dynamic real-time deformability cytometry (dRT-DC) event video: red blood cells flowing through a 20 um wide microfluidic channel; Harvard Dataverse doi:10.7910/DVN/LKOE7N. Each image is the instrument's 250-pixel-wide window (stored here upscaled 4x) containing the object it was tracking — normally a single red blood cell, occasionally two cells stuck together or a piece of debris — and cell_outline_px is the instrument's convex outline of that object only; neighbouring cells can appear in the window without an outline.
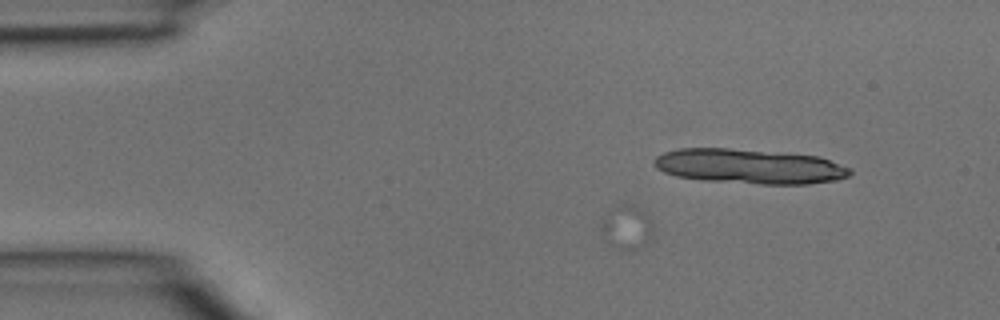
{"species": "common noctule bat (a hibernating species)", "species_latin": "Nyctalus noctula", "temperature_condition": "room temperature", "stored_images_in_passage": 6, "camera_frame_rate_fps": 3000, "um_per_image_px": 0.085, "animal": {"sex": "male", "body_mass_g": 15.6}, "frame": {"image": 1, "passage_image": 4, "time_ms": 1.0, "image_size_px": [1000, 320], "cell_outline_px": [[652, 240], [644, 248], [620, 248], [612, 244], [600, 228], [600, 220], [604, 216], [616, 208], [624, 204], [632, 204], [644, 212], [652, 220]], "centroid_in_image_um": [53.34, 19.31], "position_along_channel_um": 31.7, "area_um2": 12.89}}